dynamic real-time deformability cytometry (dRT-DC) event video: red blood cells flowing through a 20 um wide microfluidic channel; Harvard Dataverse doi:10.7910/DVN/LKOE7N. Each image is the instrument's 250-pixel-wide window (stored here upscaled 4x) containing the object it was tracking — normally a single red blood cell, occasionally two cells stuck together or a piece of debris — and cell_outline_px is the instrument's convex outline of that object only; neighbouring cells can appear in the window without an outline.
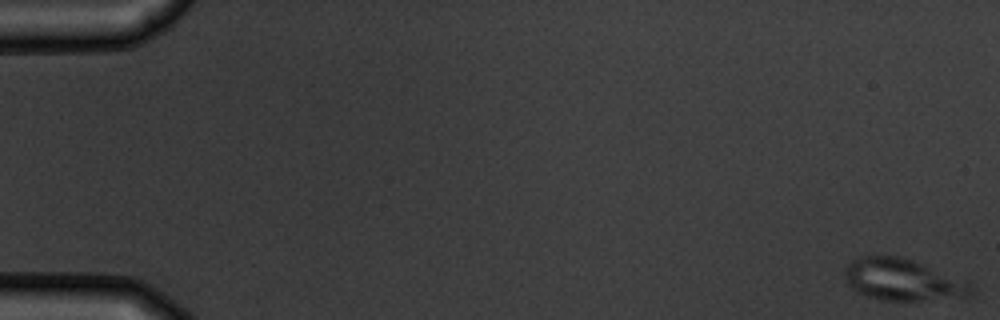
{"species": "common noctule bat (a hibernating species)", "species_latin": "Nyctalus noctula", "temperature_condition": "warm", "stored_images_in_passage": 8, "camera_frame_rate_fps": 3000, "um_per_image_px": 0.085, "animal": {"sex": "male", "body_mass_g": 19.5, "forearm_length_mm": 54.6}, "frame": {"image": 1, "passage_image": 1, "time_ms": 0.0, "image_size_px": [1000, 320], "cell_outline_px": [[972, 296], [964, 300], [884, 300], [868, 296], [852, 288], [848, 284], [844, 276], [844, 268], [852, 260], [860, 256], [904, 256], [972, 280]], "centroid_in_image_um": [76.9, 23.78], "position_along_channel_um": 8.1, "area_um2": 31.96}}